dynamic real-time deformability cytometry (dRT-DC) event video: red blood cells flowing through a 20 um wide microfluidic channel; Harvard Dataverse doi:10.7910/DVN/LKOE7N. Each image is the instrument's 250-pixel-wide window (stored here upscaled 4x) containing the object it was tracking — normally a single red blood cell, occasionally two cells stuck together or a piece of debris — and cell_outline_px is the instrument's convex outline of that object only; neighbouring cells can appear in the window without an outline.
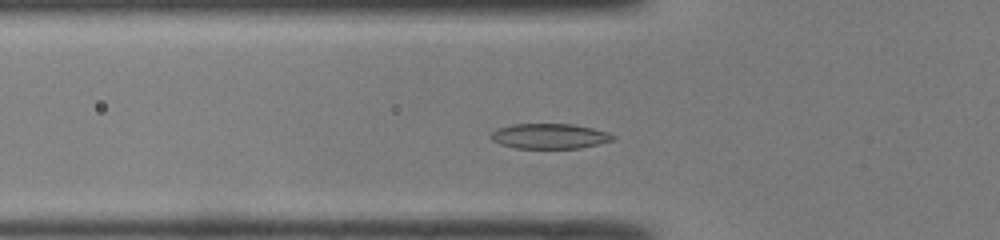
{"species": "common noctule bat (a hibernating species)", "species_latin": "Nyctalus noctula", "temperature_condition": "room temperature", "stored_images_in_passage": 41, "camera_frame_rate_fps": 3000, "um_per_image_px": 0.085, "animal": {"sex": "male", "body_mass_g": 19.0, "forearm_length_mm": 50.8}, "frame": {"image": 1, "passage_image": 9, "time_ms": 2.667, "image_size_px": [1000, 240], "cell_outline_px": [[616, 140], [580, 148], [516, 148], [500, 144], [492, 140], [488, 136], [496, 128], [512, 124], [572, 124], [592, 128], [608, 132], [616, 136]], "centroid_in_image_um": [46.71, 11.57], "position_along_channel_um": 79.1, "area_um2": 18.03}}
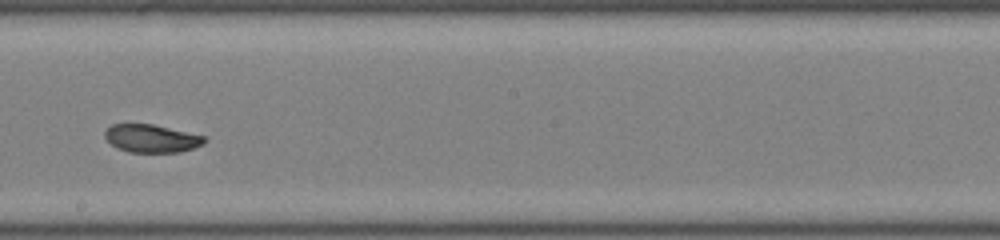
{"frame": {"image": 2, "passage_image": 20, "time_ms": 6.333, "image_size_px": [1000, 240], "cell_outline_px": [[208, 140], [204, 144], [180, 152], [128, 152], [116, 148], [104, 136], [104, 132], [112, 124], [152, 124], [204, 136]], "centroid_in_image_um": [12.87, 11.77], "position_along_channel_um": 235.3, "area_um2": 16.13}}
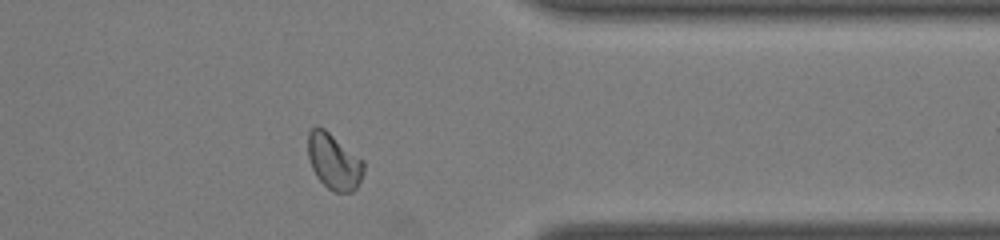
{"frame": {"image": 3, "passage_image": 31, "time_ms": 10.0, "image_size_px": [1000, 240], "cell_outline_px": [[364, 172], [356, 188], [352, 192], [332, 192], [316, 176], [312, 168], [308, 156], [308, 132], [316, 124], [324, 128], [364, 160]], "centroid_in_image_um": [28.38, 13.71], "position_along_channel_um": 383.0, "area_um2": 18.26}, "authors_computed_cell_mechanics": {"area_um2": 17.34, "velocity_mm_per_s": 4.2714, "shape_relaxation_time_tau1_ms": 5.0784, "shape_relaxation_time_tau2_ms": 1.564, "deformation_change_tau1": 0.1619, "deformation_change_tau2": 0.0478}}